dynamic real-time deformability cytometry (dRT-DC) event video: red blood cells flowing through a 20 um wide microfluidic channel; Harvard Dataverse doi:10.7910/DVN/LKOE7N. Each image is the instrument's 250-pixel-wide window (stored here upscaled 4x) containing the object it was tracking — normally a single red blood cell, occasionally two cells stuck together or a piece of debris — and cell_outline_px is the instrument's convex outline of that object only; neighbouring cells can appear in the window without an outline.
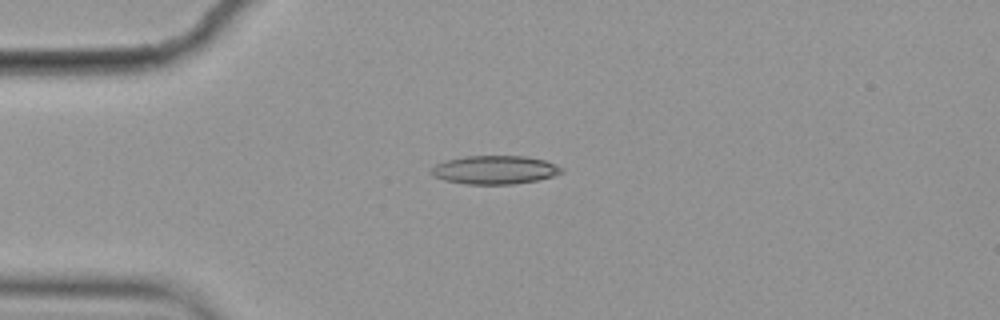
{"species": "common noctule bat (a hibernating species)", "species_latin": "Nyctalus noctula", "temperature_condition": "cold", "stored_images_in_passage": 12, "camera_frame_rate_fps": 3000, "um_per_image_px": 0.085, "animal": {"sex": "female", "body_mass_g": 19.9}, "frame": {"image": 1, "passage_image": 1, "time_ms": 0.0, "image_size_px": [1000, 320], "cell_outline_px": [[564, 172], [552, 176], [536, 180], [512, 184], [464, 184], [444, 180], [432, 176], [428, 172], [436, 164], [444, 160], [464, 156], [524, 156], [544, 160], [564, 168]], "centroid_in_image_um": [42.0, 14.43], "position_along_channel_um": 43.0, "area_um2": 21.73}}
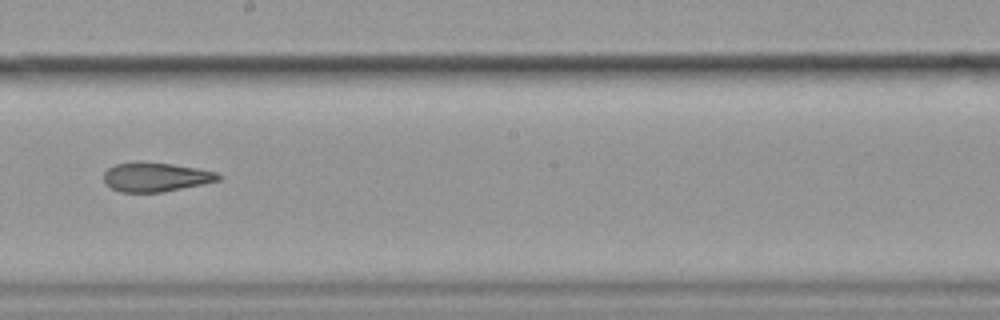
{"frame": {"image": 2, "passage_image": 6, "time_ms": 1.667, "image_size_px": [1000, 320], "cell_outline_px": [[224, 176], [220, 180], [204, 184], [160, 192], [120, 192], [104, 184], [104, 172], [108, 168], [116, 164], [140, 160], [172, 164], [196, 168], [216, 172]], "centroid_in_image_um": [13.23, 15.03], "position_along_channel_um": 235.0, "area_um2": 19.71}}
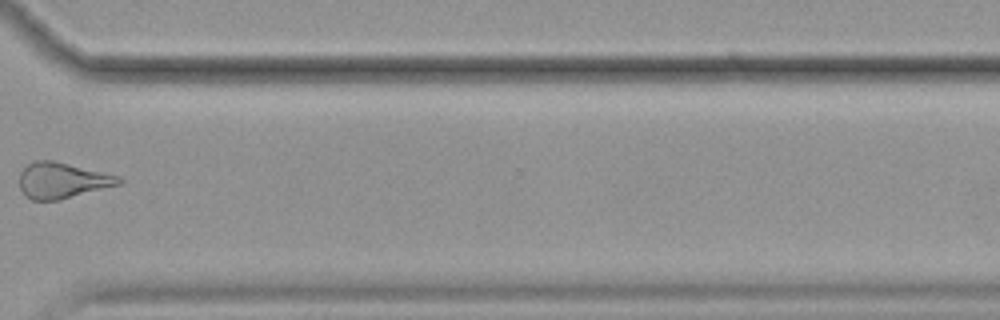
{"frame": {"image": 3, "passage_image": 9, "time_ms": 2.667, "image_size_px": [1000, 320], "cell_outline_px": [[124, 184], [60, 200], [32, 200], [20, 188], [20, 172], [28, 164], [36, 160], [52, 160], [120, 176], [124, 180]], "centroid_in_image_um": [5.36, 15.34], "position_along_channel_um": 365.2, "area_um2": 20.81}}